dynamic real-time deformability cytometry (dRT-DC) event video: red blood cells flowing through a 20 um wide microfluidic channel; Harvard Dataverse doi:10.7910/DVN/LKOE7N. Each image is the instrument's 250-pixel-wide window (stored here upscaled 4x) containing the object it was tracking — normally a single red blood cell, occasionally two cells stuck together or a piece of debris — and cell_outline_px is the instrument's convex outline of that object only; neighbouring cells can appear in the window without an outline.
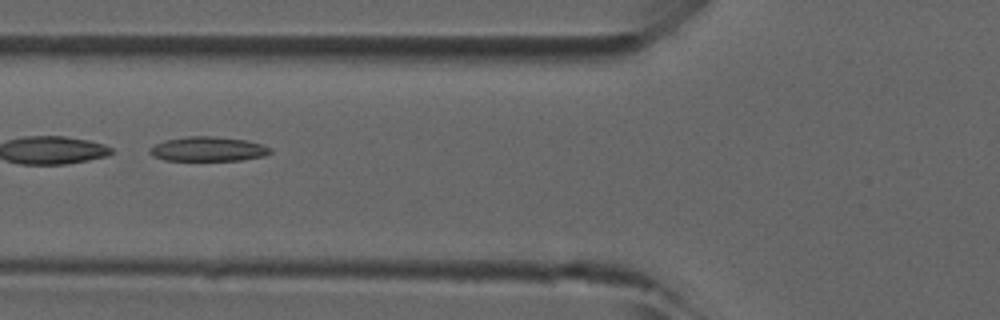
{"species": "common noctule bat (a hibernating species)", "species_latin": "Nyctalus noctula", "temperature_condition": "room temperature", "stored_images_in_passage": 8, "camera_frame_rate_fps": 3000, "um_per_image_px": 0.085, "animal": {"sex": "male", "forearm_length_mm": 52.5}, "frame": {"image": 1, "passage_image": 5, "time_ms": 1.333, "image_size_px": [1000, 320], "cell_outline_px": [[272, 152], [264, 156], [240, 160], [164, 160], [152, 156], [148, 152], [148, 148], [164, 140], [188, 136], [216, 136], [244, 140], [260, 144], [272, 148]], "centroid_in_image_um": [17.65, 12.66], "position_along_channel_um": 108.2, "area_um2": 17.22}}
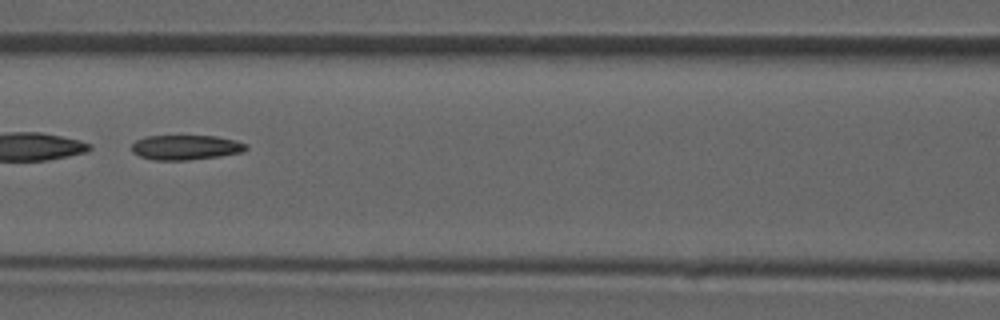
{"frame": {"image": 2, "passage_image": 8, "time_ms": 2.333, "image_size_px": [1000, 320], "cell_outline_px": [[248, 148], [240, 152], [220, 156], [188, 160], [152, 160], [140, 156], [132, 152], [132, 144], [136, 140], [148, 136], [216, 136], [236, 140], [248, 144]], "centroid_in_image_um": [15.79, 12.53], "position_along_channel_um": 150.8, "area_um2": 16.53}}